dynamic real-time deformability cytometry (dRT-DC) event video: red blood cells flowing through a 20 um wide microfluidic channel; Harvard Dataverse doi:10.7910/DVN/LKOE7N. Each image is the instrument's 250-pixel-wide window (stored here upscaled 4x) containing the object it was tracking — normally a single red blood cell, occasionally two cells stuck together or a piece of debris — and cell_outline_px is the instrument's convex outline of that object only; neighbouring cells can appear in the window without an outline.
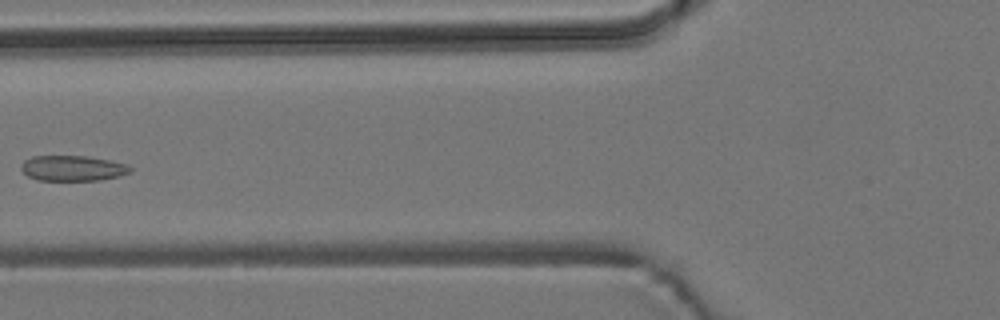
{"species": "common noctule bat (a hibernating species)", "species_latin": "Nyctalus noctula", "temperature_condition": "room temperature", "stored_images_in_passage": 7, "camera_frame_rate_fps": 3000, "um_per_image_px": 0.085, "animal": {"sex": "male", "body_mass_g": 19.2, "forearm_length_mm": 51.8}, "frame": {"image": 1, "passage_image": 6, "time_ms": 6.667, "image_size_px": [1000, 320], "cell_outline_px": [[132, 172], [120, 176], [100, 180], [36, 180], [28, 176], [20, 168], [20, 164], [24, 160], [32, 156], [88, 156], [128, 164], [132, 168]], "centroid_in_image_um": [6.18, 14.3], "position_along_channel_um": 119.6, "area_um2": 16.3}}
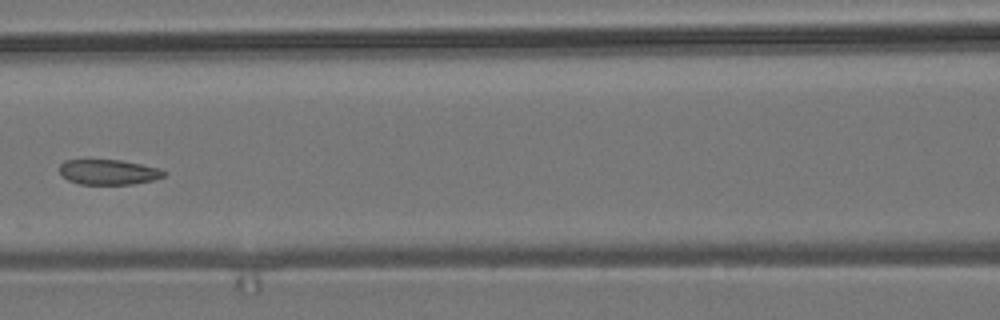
{"frame": {"image": 2, "passage_image": 7, "time_ms": 7.667, "image_size_px": [1000, 320], "cell_outline_px": [[168, 172], [164, 176], [152, 180], [132, 184], [80, 184], [68, 180], [60, 172], [60, 164], [64, 160], [120, 160], [160, 168]], "centroid_in_image_um": [9.24, 14.62], "position_along_channel_um": 157.4, "area_um2": 15.2}}